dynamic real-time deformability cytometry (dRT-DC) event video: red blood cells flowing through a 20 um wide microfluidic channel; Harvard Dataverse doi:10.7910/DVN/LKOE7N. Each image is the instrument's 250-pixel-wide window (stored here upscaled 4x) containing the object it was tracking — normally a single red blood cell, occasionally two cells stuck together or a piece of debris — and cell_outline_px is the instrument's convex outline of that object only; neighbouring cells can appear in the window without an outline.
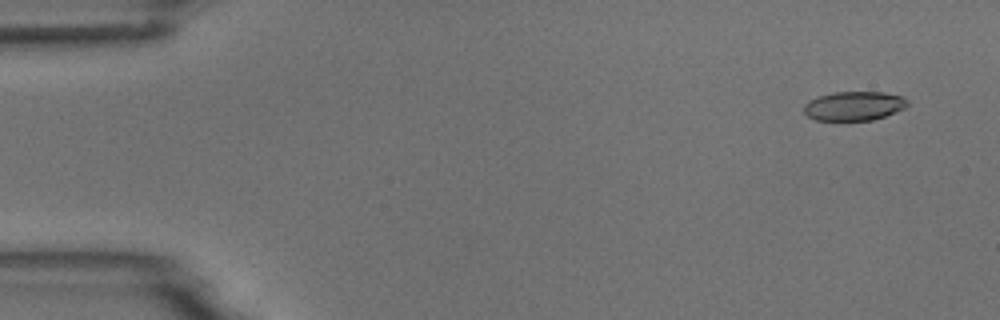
{"species": "common noctule bat (a hibernating species)", "species_latin": "Nyctalus noctula", "temperature_condition": "room temperature", "stored_images_in_passage": 5, "camera_frame_rate_fps": 3000, "um_per_image_px": 0.085, "animal": {"sex": "male", "body_mass_g": 18.8}, "frame": {"image": 1, "passage_image": 1, "time_ms": 0.0, "image_size_px": [1000, 320], "cell_outline_px": [[908, 104], [904, 108], [884, 116], [872, 120], [816, 120], [808, 116], [804, 112], [804, 104], [808, 100], [816, 96], [832, 92], [884, 92], [900, 96]], "centroid_in_image_um": [72.52, 9.0], "position_along_channel_um": 12.5, "area_um2": 17.46}}
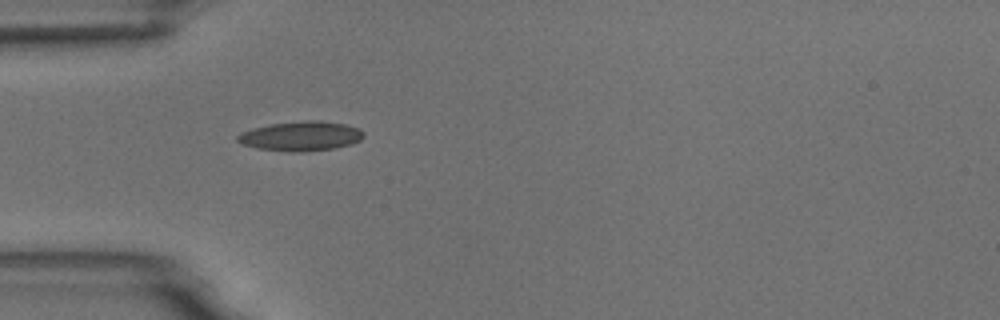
{"frame": {"image": 2, "passage_image": 5, "time_ms": 4.333, "image_size_px": [1000, 320], "cell_outline_px": [[364, 136], [360, 140], [352, 144], [336, 148], [300, 152], [292, 152], [256, 148], [244, 144], [236, 140], [236, 136], [240, 132], [252, 128], [272, 124], [308, 120], [320, 120], [344, 124], [360, 128], [364, 132]], "centroid_in_image_um": [25.59, 11.57], "position_along_channel_um": 59.4, "area_um2": 21.79}}